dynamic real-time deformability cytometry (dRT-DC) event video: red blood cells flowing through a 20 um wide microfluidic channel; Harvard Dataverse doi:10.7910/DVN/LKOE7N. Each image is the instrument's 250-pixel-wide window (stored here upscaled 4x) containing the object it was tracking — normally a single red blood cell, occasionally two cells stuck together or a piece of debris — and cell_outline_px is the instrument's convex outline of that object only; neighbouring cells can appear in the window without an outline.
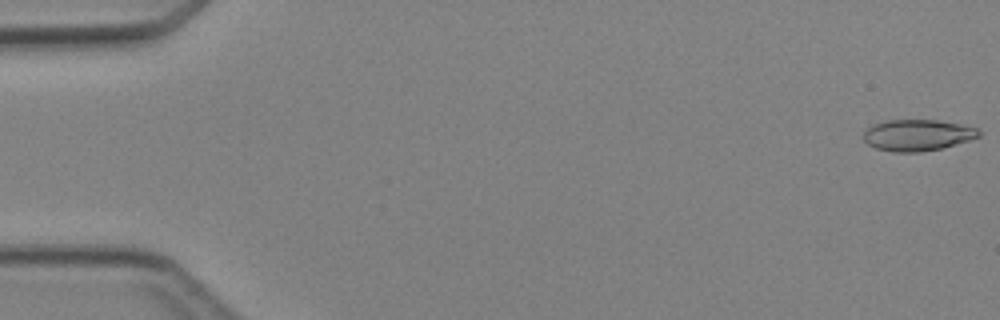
{"species": "Egyptian fruit bat (a non-hibernating species)", "species_latin": "Rousettus aegyptiacus", "temperature_condition": "cold", "stored_images_in_passage": 6, "segment_of_instrument_passage": [1, 2], "camera_frame_rate_fps": 3000, "um_per_image_px": 0.085, "animal": {"sex": "female"}, "frame": {"image": 1, "passage_image": 1, "time_ms": 0.0, "image_size_px": [1000, 320], "cell_outline_px": [[980, 136], [968, 140], [940, 148], [920, 152], [892, 152], [876, 148], [868, 144], [864, 140], [864, 132], [872, 124], [884, 120], [936, 120], [960, 124], [976, 128], [980, 132]], "centroid_in_image_um": [77.94, 11.48], "position_along_channel_um": 7.1, "area_um2": 20.87}}
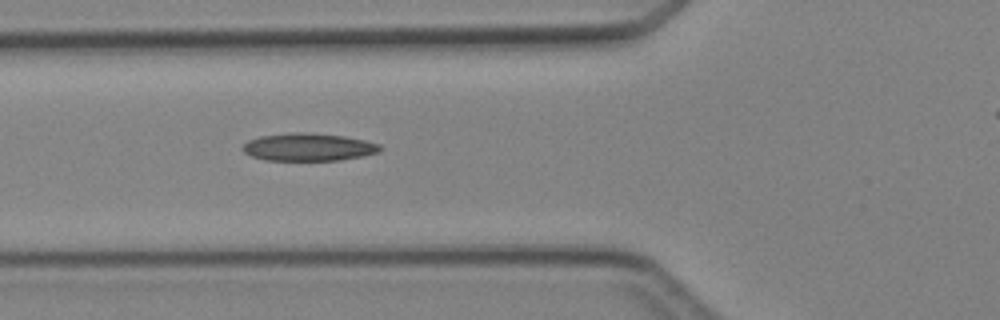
{"frame": {"image": 2, "passage_image": 5, "time_ms": 5.667, "image_size_px": [1000, 320], "cell_outline_px": [[384, 148], [380, 152], [364, 156], [340, 160], [264, 160], [252, 156], [244, 152], [240, 148], [248, 140], [260, 136], [288, 132], [304, 132], [344, 136], [364, 140], [380, 144]], "centroid_in_image_um": [26.23, 12.5], "position_along_channel_um": 99.6, "area_um2": 22.37}}